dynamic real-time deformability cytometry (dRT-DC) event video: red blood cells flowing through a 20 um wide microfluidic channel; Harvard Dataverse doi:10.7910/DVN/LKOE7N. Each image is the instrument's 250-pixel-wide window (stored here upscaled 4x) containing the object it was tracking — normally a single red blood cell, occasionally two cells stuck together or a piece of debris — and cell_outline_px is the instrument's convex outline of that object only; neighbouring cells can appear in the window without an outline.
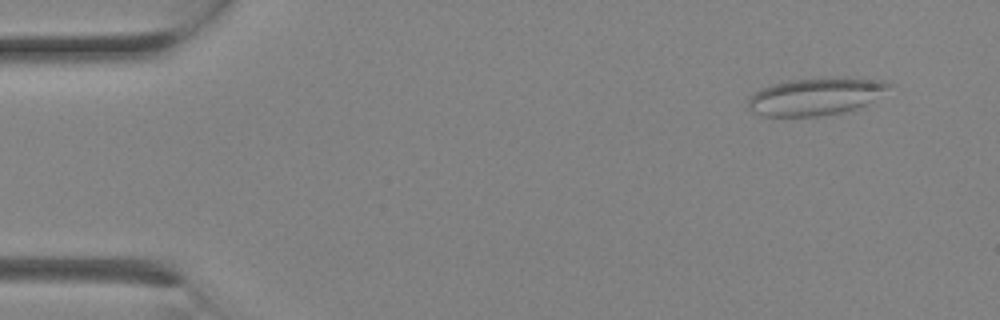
{"species": "Egyptian fruit bat (a non-hibernating species)", "species_latin": "Rousettus aegyptiacus", "temperature_condition": "room temperature", "stored_images_in_passage": 2, "camera_frame_rate_fps": 3000, "um_per_image_px": 0.085, "animal": {"sex": "female"}, "frame": {"image": 1, "passage_image": 1, "time_ms": 0.0, "image_size_px": [1000, 320], "cell_outline_px": [[892, 84], [888, 88], [864, 104], [856, 108], [844, 112], [820, 116], [760, 116], [752, 112], [748, 108], [748, 96], [760, 88], [772, 84], [788, 80], [828, 76], [848, 76], [884, 80]], "centroid_in_image_um": [69.27, 8.16], "position_along_channel_um": 15.7, "area_um2": 31.15}}